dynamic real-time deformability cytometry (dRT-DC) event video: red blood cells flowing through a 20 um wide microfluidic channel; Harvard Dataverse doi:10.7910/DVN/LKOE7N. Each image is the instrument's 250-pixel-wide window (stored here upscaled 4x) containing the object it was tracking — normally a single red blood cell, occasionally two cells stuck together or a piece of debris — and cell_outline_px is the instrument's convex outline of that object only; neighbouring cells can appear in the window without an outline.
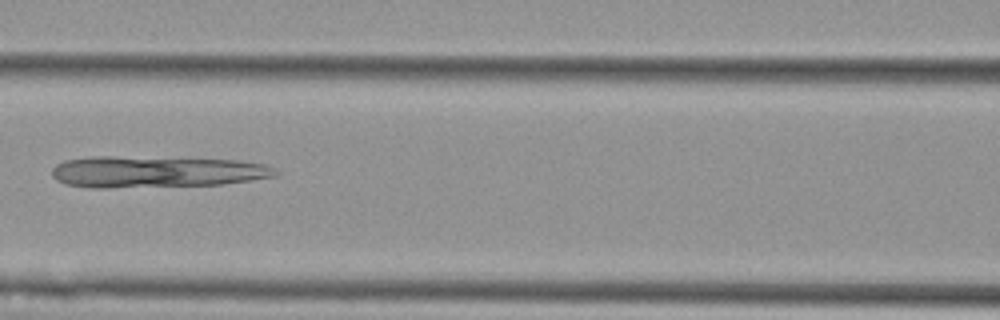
{"species": "Egyptian fruit bat (a non-hibernating species)", "species_latin": "Rousettus aegyptiacus", "temperature_condition": "cold", "stored_images_in_passage": 4, "camera_frame_rate_fps": 3000, "um_per_image_px": 0.085, "animal": {"sex": "female"}, "frame": {"image": 1, "passage_image": 4, "time_ms": 1.0, "image_size_px": [1000, 320], "cell_outline_px": [[280, 172], [276, 176], [220, 184], [108, 188], [92, 188], [64, 184], [56, 180], [52, 176], [52, 168], [56, 164], [64, 160], [92, 156], [112, 156], [240, 160], [264, 164], [276, 168]], "centroid_in_image_um": [13.24, 14.6], "position_along_channel_um": 153.4, "area_um2": 41.21}}